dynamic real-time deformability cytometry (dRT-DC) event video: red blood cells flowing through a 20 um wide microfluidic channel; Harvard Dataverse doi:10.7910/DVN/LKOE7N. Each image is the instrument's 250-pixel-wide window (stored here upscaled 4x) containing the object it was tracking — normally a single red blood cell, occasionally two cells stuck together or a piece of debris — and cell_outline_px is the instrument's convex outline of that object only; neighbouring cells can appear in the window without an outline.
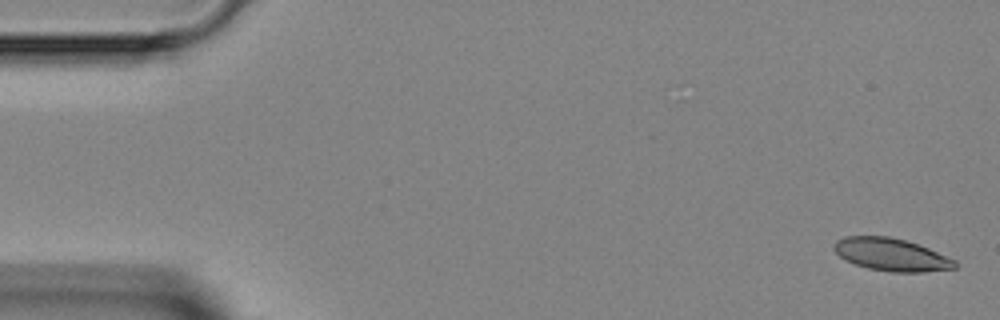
{"species": "Egyptian fruit bat (a non-hibernating species)", "species_latin": "Rousettus aegyptiacus", "temperature_condition": "room temperature", "stored_images_in_passage": 6, "camera_frame_rate_fps": 3000, "um_per_image_px": 0.085, "animal": {"sex": "female"}, "frame": {"image": 1, "passage_image": 1, "time_ms": 0.0, "image_size_px": [1000, 320], "cell_outline_px": [[956, 268], [924, 272], [892, 272], [868, 268], [844, 260], [832, 248], [832, 244], [836, 240], [844, 236], [888, 236], [904, 240], [928, 248], [956, 260]], "centroid_in_image_um": [75.72, 21.64], "position_along_channel_um": 9.3, "area_um2": 22.95}}